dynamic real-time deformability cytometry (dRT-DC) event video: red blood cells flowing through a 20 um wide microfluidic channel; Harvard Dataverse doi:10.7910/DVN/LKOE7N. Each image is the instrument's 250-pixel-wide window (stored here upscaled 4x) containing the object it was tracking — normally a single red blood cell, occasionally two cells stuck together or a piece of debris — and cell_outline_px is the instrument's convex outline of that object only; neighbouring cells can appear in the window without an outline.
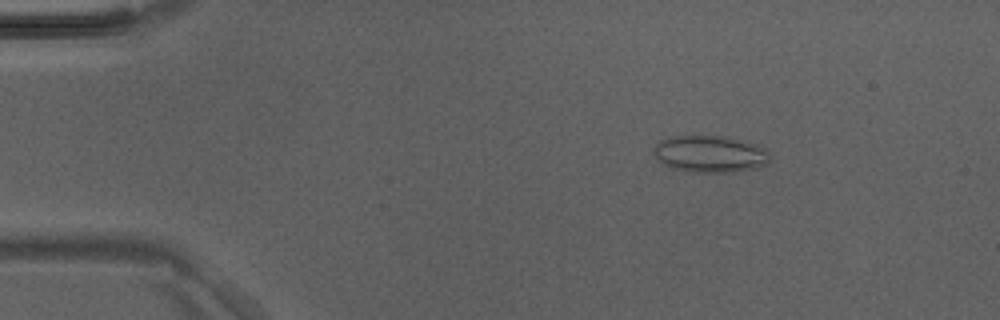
{"species": "Egyptian fruit bat (a non-hibernating species)", "species_latin": "Rousettus aegyptiacus", "temperature_condition": "room temperature", "stored_images_in_passage": 6, "camera_frame_rate_fps": 3000, "um_per_image_px": 0.085, "animal": {"sex": "male"}, "frame": {"image": 1, "passage_image": 3, "time_ms": 0.667, "image_size_px": [1000, 320], "cell_outline_px": [[768, 164], [756, 168], [736, 172], [684, 172], [668, 168], [652, 152], [652, 148], [660, 140], [668, 136], [720, 136], [744, 140], [756, 144], [764, 148], [768, 152]], "centroid_in_image_um": [60.32, 13.1], "position_along_channel_um": 24.7, "area_um2": 25.32}}